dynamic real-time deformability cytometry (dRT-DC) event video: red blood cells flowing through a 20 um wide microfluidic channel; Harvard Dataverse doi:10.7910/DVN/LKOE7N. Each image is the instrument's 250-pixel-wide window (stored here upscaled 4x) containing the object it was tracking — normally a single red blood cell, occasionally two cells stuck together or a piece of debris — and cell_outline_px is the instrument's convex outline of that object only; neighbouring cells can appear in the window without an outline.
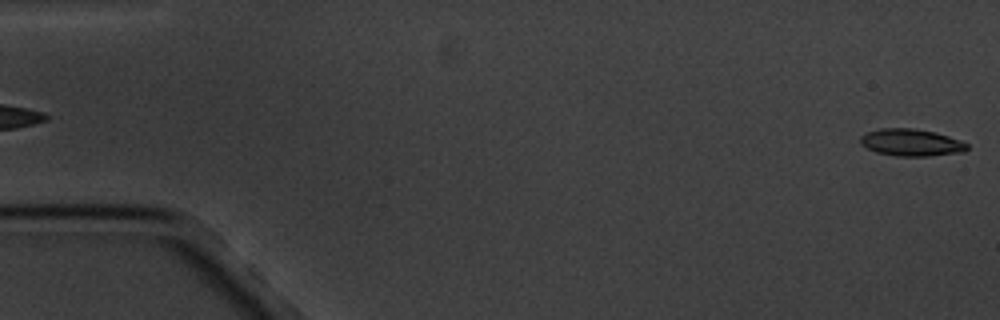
{"species": "common noctule bat (a hibernating species)", "species_latin": "Nyctalus noctula", "temperature_condition": "cold", "stored_images_in_passage": 5, "segment_of_instrument_passage": [2, 2], "camera_frame_rate_fps": 3000, "um_per_image_px": 0.085, "animal": {"sex": "male", "body_mass_g": 20.1, "forearm_length_mm": 53.5}, "frame": {"image": 1, "passage_image": 5, "time_ms": 4.667, "image_size_px": [1000, 320], "cell_outline_px": [[968, 148], [964, 152], [928, 156], [896, 156], [876, 152], [860, 144], [860, 136], [868, 132], [880, 128], [912, 128], [936, 132], [960, 140], [968, 144]], "centroid_in_image_um": [77.46, 12.11], "position_along_channel_um": 7.5, "area_um2": 16.88}}